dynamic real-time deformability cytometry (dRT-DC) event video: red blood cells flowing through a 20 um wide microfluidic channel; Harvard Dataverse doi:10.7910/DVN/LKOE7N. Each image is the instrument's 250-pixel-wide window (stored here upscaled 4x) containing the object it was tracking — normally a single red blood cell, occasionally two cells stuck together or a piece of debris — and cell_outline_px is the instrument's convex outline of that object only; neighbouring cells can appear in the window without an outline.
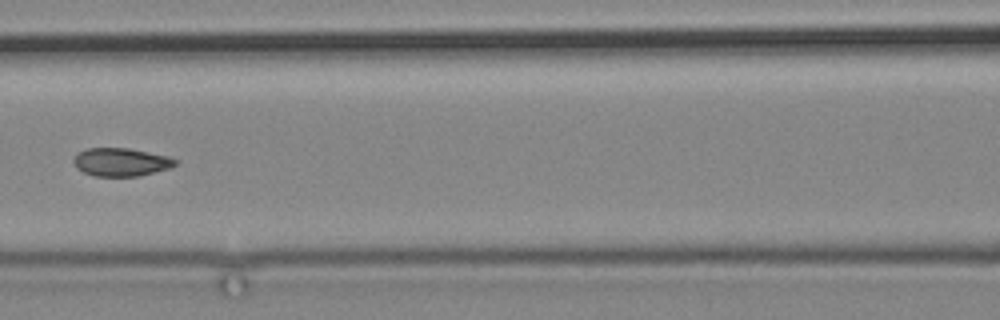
{"species": "common noctule bat (a hibernating species)", "species_latin": "Nyctalus noctula", "temperature_condition": "cold", "stored_images_in_passage": 7, "camera_frame_rate_fps": 3000, "um_per_image_px": 0.085, "animal": {"sex": "male", "body_mass_g": 19.2, "forearm_length_mm": 51.8}, "frame": {"image": 1, "passage_image": 5, "time_ms": 5.0, "image_size_px": [1000, 320], "cell_outline_px": [[176, 164], [168, 168], [140, 176], [96, 176], [84, 172], [76, 168], [72, 160], [80, 152], [88, 148], [128, 148], [168, 156], [176, 160]], "centroid_in_image_um": [10.27, 13.78], "position_along_channel_um": 156.3, "area_um2": 16.47}}
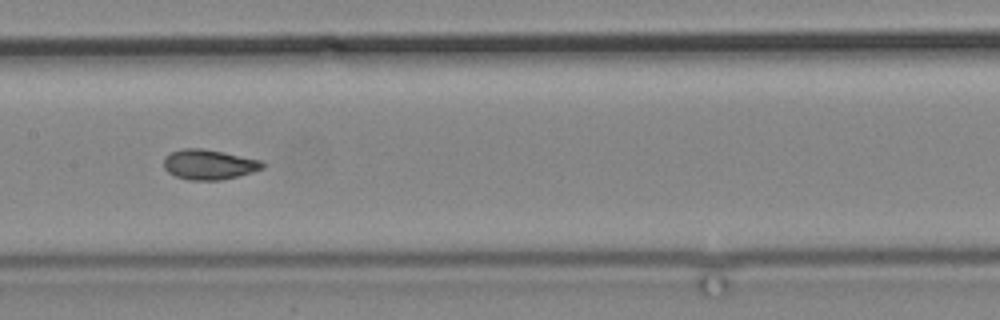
{"frame": {"image": 2, "passage_image": 6, "time_ms": 6.0, "image_size_px": [1000, 320], "cell_outline_px": [[264, 168], [252, 172], [220, 180], [188, 180], [176, 176], [168, 172], [164, 168], [164, 156], [172, 152], [184, 148], [200, 148], [224, 152], [264, 160]], "centroid_in_image_um": [17.78, 13.97], "position_along_channel_um": 189.6, "area_um2": 17.34}}
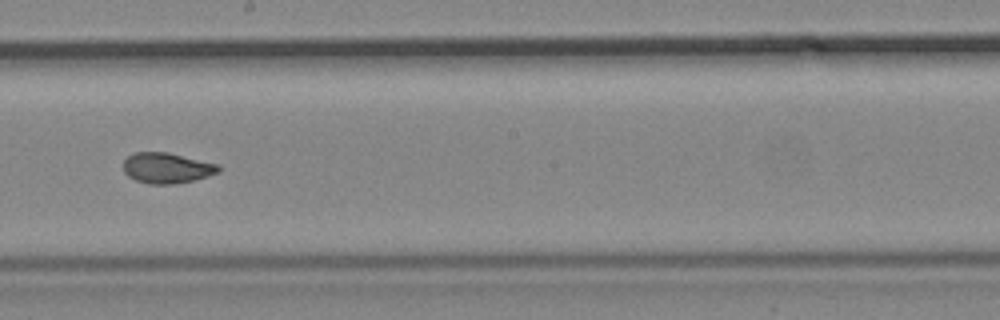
{"frame": {"image": 3, "passage_image": 7, "time_ms": 7.333, "image_size_px": [1000, 320], "cell_outline_px": [[220, 172], [208, 176], [176, 184], [148, 184], [136, 180], [128, 176], [124, 172], [124, 160], [128, 156], [136, 152], [168, 152], [220, 164]], "centroid_in_image_um": [14.2, 14.28], "position_along_channel_um": 234.0, "area_um2": 17.05}}